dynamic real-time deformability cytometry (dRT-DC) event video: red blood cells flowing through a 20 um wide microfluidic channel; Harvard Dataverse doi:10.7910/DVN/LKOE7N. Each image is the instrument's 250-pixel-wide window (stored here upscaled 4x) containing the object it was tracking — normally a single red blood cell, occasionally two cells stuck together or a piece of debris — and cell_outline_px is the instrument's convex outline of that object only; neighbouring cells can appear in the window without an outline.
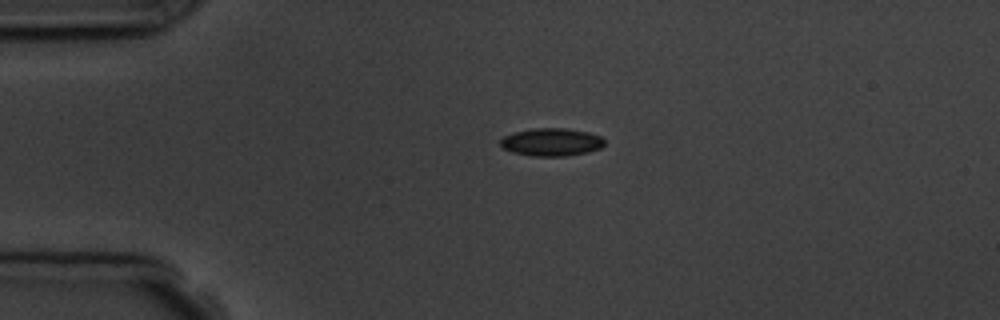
{"species": "common noctule bat (a hibernating species)", "species_latin": "Nyctalus noctula", "temperature_condition": "room temperature", "stored_images_in_passage": 5, "camera_frame_rate_fps": 3000, "um_per_image_px": 0.085, "animal": {"sex": "male", "body_mass_g": 19.5, "forearm_length_mm": 54.6}, "frame": {"image": 1, "passage_image": 5, "time_ms": 5.333, "image_size_px": [1000, 320], "cell_outline_px": [[604, 144], [600, 148], [588, 152], [564, 156], [532, 156], [512, 152], [504, 148], [500, 144], [500, 140], [504, 136], [512, 132], [532, 128], [564, 128], [588, 132], [600, 136], [604, 140]], "centroid_in_image_um": [46.85, 12.07], "position_along_channel_um": 38.1, "area_um2": 16.88}}